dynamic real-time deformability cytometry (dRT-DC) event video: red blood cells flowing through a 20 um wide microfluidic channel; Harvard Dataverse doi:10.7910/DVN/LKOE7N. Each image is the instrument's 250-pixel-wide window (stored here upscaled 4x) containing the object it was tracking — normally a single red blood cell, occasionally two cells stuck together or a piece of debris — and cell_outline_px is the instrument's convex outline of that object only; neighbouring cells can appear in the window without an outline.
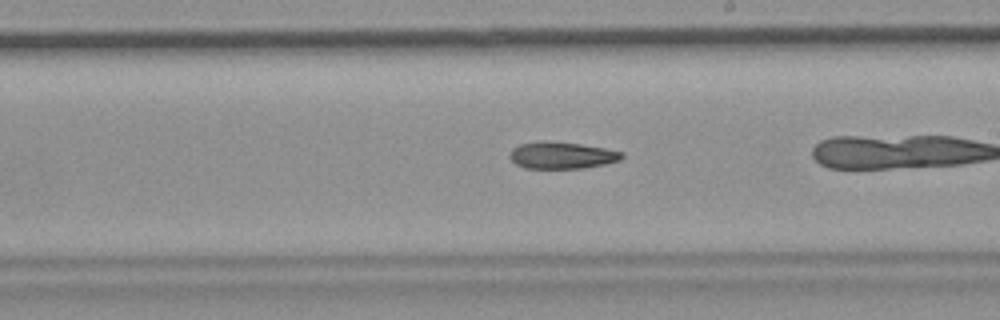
{"species": "common noctule bat (a hibernating species)", "species_latin": "Nyctalus noctula", "temperature_condition": "room temperature", "stored_images_in_passage": 40, "camera_frame_rate_fps": 3000, "um_per_image_px": 0.085, "animal": {"sex": "female", "body_mass_g": 19.9}, "frame": {"image": 1, "passage_image": 29, "time_ms": 9.333, "image_size_px": [1000, 320], "cell_outline_px": [[624, 156], [620, 160], [604, 164], [584, 168], [524, 168], [516, 164], [508, 156], [512, 148], [520, 144], [544, 140], [580, 144], [604, 148], [624, 152]], "centroid_in_image_um": [47.74, 13.2], "position_along_channel_um": 241.3, "area_um2": 17.57}}